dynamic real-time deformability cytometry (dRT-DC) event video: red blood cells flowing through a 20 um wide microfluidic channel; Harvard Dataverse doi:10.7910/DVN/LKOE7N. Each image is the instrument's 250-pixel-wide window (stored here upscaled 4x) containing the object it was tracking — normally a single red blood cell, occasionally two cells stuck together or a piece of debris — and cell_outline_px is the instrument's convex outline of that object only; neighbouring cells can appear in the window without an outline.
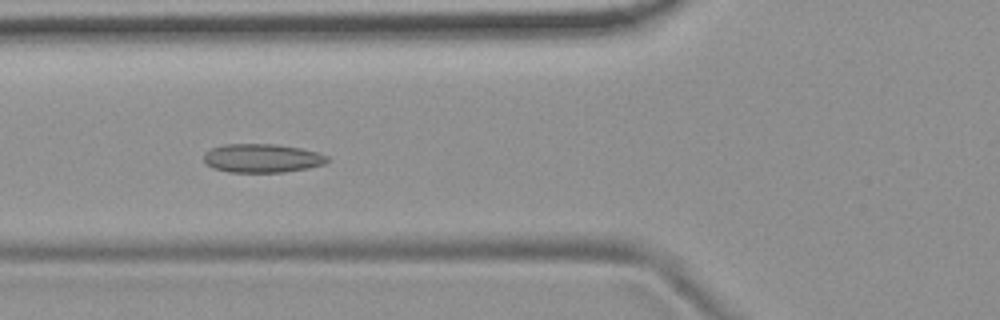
{"species": "common noctule bat (a hibernating species)", "species_latin": "Nyctalus noctula", "temperature_condition": "room temperature", "stored_images_in_passage": 49, "camera_frame_rate_fps": 3000, "um_per_image_px": 0.085, "animal": {"sex": "female", "body_mass_g": 19.9}, "frame": {"image": 1, "passage_image": 15, "time_ms": 4.667, "image_size_px": [1000, 320], "cell_outline_px": [[328, 160], [324, 164], [308, 168], [284, 172], [228, 172], [212, 168], [204, 164], [204, 152], [212, 148], [224, 144], [276, 144], [300, 148], [316, 152], [328, 156]], "centroid_in_image_um": [22.23, 13.45], "position_along_channel_um": 103.6, "area_um2": 20.75}}
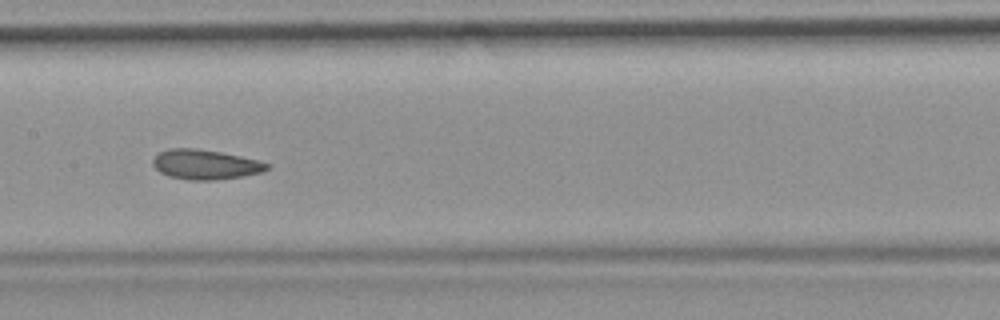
{"frame": {"image": 2, "passage_image": 22, "time_ms": 7.0, "image_size_px": [1000, 320], "cell_outline_px": [[268, 168], [264, 172], [216, 180], [188, 180], [168, 176], [160, 172], [152, 164], [152, 160], [160, 152], [168, 148], [196, 148], [220, 152], [240, 156], [256, 160], [268, 164]], "centroid_in_image_um": [17.41, 13.98], "position_along_channel_um": 190.0, "area_um2": 19.65}}
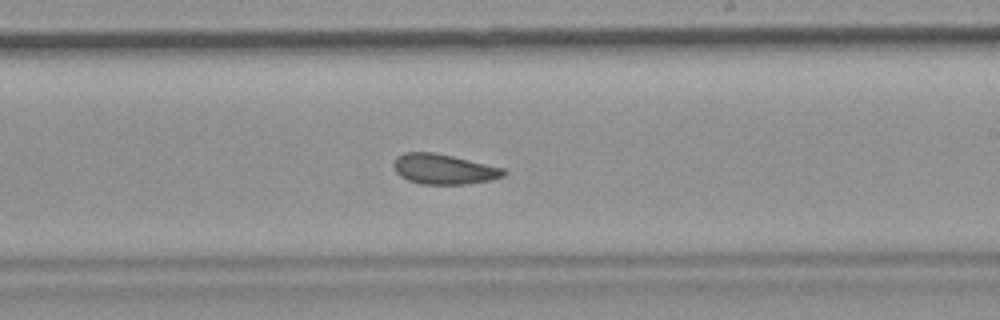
{"frame": {"image": 3, "passage_image": 27, "time_ms": 8.667, "image_size_px": [1000, 320], "cell_outline_px": [[508, 172], [504, 176], [488, 180], [464, 184], [420, 184], [408, 180], [400, 176], [392, 168], [392, 164], [396, 156], [404, 152], [432, 152], [452, 156], [504, 168]], "centroid_in_image_um": [37.67, 14.37], "position_along_channel_um": 251.3, "area_um2": 19.36}, "authors_computed_cell_mechanics": {"area_um2": 20.3456, "velocity_mm_per_s": 3.7039, "shape_relaxation_time_tau1_ms": null, "shape_relaxation_time_tau2_ms": 3.3302, "deformation_change_tau1": null, "deformation_change_tau2": 0.0821}}